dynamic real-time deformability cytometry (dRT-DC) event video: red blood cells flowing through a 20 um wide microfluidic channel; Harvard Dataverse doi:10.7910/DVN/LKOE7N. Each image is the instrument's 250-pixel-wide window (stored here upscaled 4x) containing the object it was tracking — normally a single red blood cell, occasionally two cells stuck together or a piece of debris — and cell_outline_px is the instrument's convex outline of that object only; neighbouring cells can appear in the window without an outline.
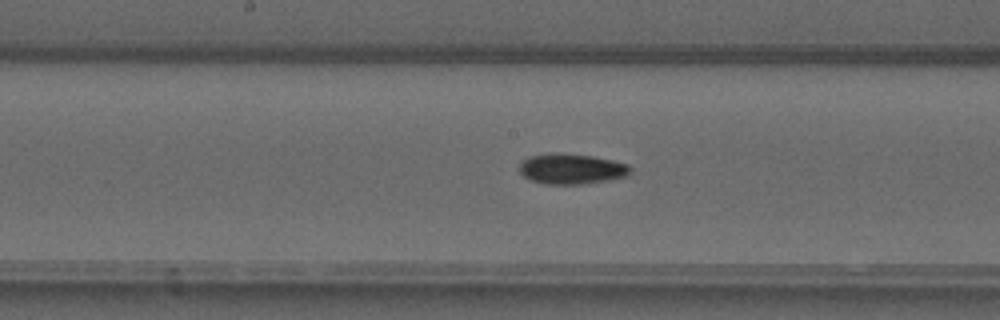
{"species": "common noctule bat (a hibernating species)", "species_latin": "Nyctalus noctula", "temperature_condition": "warm", "stored_images_in_passage": 49, "camera_frame_rate_fps": 3000, "um_per_image_px": 0.085, "animal": {"sex": "male", "forearm_length_mm": 52.5}, "frame": {"image": 1, "passage_image": 25, "time_ms": 8.0, "image_size_px": [1000, 320], "cell_outline_px": [[632, 172], [628, 176], [608, 180], [580, 184], [544, 184], [532, 180], [524, 176], [520, 172], [520, 164], [528, 156], [552, 152], [592, 156], [612, 160], [628, 164], [632, 168]], "centroid_in_image_um": [48.6, 14.35], "position_along_channel_um": 199.6, "area_um2": 19.71}}
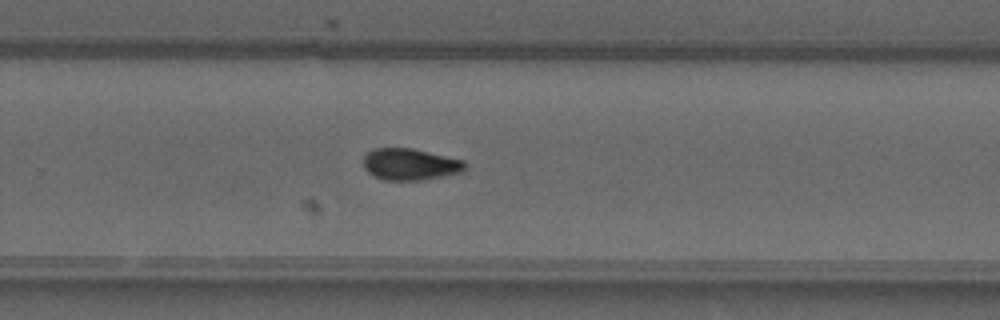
{"frame": {"image": 2, "passage_image": 32, "time_ms": 10.333, "image_size_px": [1000, 320], "cell_outline_px": [[468, 168], [460, 172], [444, 176], [424, 180], [384, 180], [372, 176], [364, 168], [364, 156], [368, 152], [376, 148], [412, 148], [464, 160], [468, 164]], "centroid_in_image_um": [34.88, 13.97], "position_along_channel_um": 294.9, "area_um2": 18.9}}
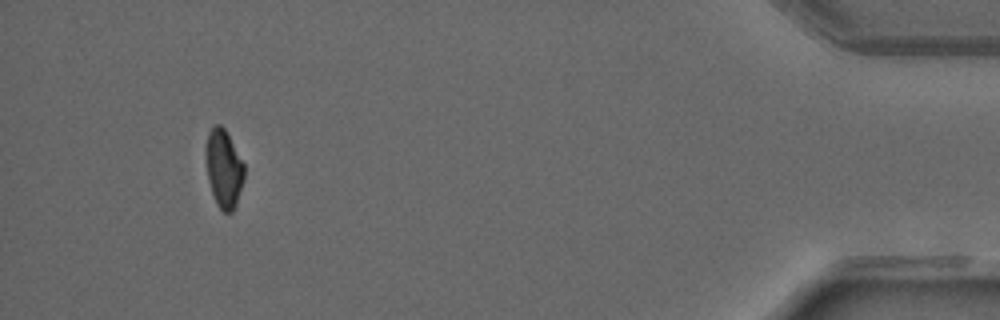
{"frame": {"image": 3, "passage_image": 46, "time_ms": 15.0, "image_size_px": [1000, 320], "cell_outline_px": [[244, 180], [236, 204], [232, 212], [224, 212], [216, 204], [208, 180], [204, 152], [204, 148], [208, 132], [216, 124], [220, 124], [224, 128], [244, 164]], "centroid_in_image_um": [19.0, 14.32], "position_along_channel_um": 416.2, "area_um2": 17.51}, "authors_computed_cell_mechanics": {"area_um2": 18.1492, "velocity_mm_per_s": 4.1096, "shape_relaxation_time_tau1_ms": null, "shape_relaxation_time_tau2_ms": 3.7893, "deformation_change_tau1": null, "deformation_change_tau2": 0.0867}}